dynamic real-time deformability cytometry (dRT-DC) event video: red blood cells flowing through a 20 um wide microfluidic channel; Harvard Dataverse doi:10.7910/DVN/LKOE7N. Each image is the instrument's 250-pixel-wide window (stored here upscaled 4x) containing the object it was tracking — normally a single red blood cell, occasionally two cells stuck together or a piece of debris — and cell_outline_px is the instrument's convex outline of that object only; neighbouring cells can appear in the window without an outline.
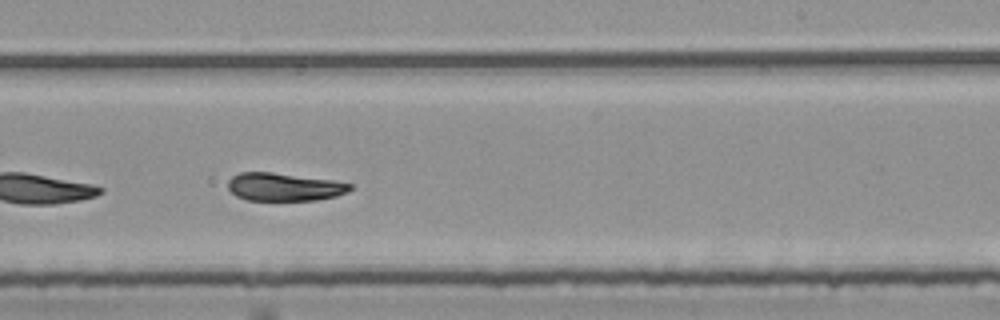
{"species": "common noctule bat (a hibernating species)", "species_latin": "Nyctalus noctula", "temperature_condition": "room temperature", "stored_images_in_passage": 42, "camera_frame_rate_fps": 3000, "um_per_image_px": 0.085, "animal": {"sex": "female", "body_mass_g": 25.1}, "frame": {"image": 1, "passage_image": 24, "time_ms": 7.667, "image_size_px": [1000, 320], "cell_outline_px": [[352, 188], [348, 192], [336, 196], [316, 200], [248, 200], [236, 196], [228, 188], [228, 180], [232, 176], [240, 172], [272, 172], [332, 180], [352, 184]], "centroid_in_image_um": [24.15, 15.88], "position_along_channel_um": 264.9, "area_um2": 19.88}, "authors_computed_cell_mechanics": {"area_um2": 20.5768, "velocity_mm_per_s": 3.7615, "shape_relaxation_time_tau1_ms": 10.4152, "shape_relaxation_time_tau2_ms": 6.1273, "deformation_change_tau1": 0.2923, "deformation_change_tau2": 0.1477}}